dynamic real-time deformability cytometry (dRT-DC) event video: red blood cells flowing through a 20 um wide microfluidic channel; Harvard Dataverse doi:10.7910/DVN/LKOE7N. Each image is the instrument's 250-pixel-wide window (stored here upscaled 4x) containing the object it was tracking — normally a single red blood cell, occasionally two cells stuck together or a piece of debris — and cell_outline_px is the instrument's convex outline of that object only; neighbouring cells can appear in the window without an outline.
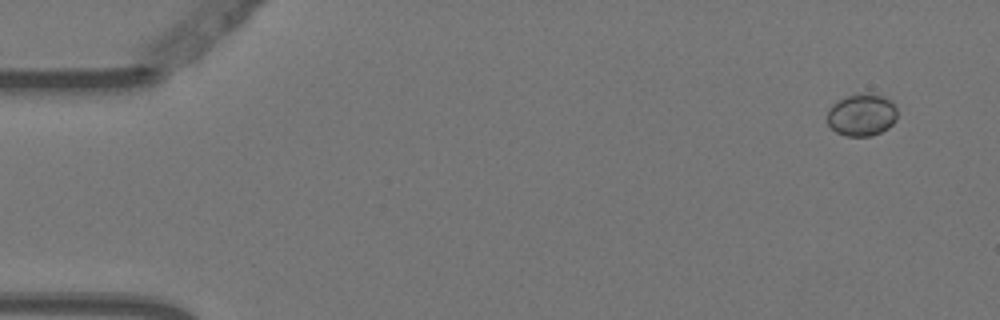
{"species": "Egyptian fruit bat (a non-hibernating species)", "species_latin": "Rousettus aegyptiacus", "temperature_condition": "warm", "stored_images_in_passage": 4, "camera_frame_rate_fps": 3000, "um_per_image_px": 0.085, "animal": {"sex": "female"}, "frame": {"image": 1, "passage_image": 1, "time_ms": 0.0, "image_size_px": [1000, 320], "cell_outline_px": [[896, 120], [888, 128], [872, 136], [844, 136], [836, 132], [828, 124], [828, 108], [832, 104], [848, 96], [884, 96], [892, 100], [896, 108]], "centroid_in_image_um": [73.25, 9.82], "position_along_channel_um": 11.7, "area_um2": 16.82}}
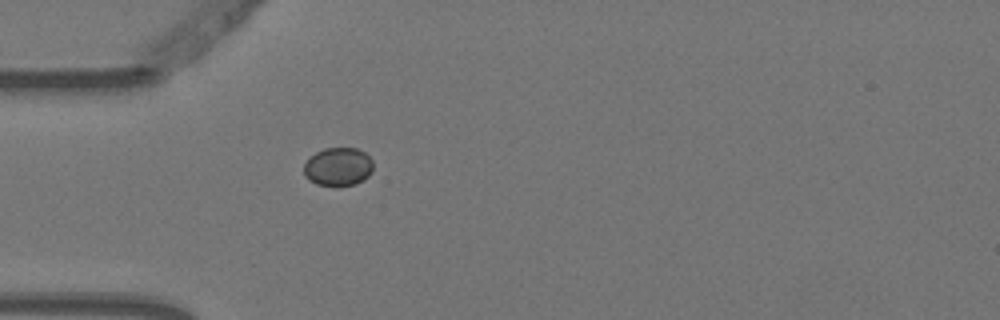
{"frame": {"image": 2, "passage_image": 4, "time_ms": 1.0, "image_size_px": [1000, 320], "cell_outline_px": [[372, 172], [364, 180], [356, 184], [316, 184], [308, 180], [304, 176], [304, 164], [316, 152], [324, 148], [356, 148], [364, 152], [372, 160]], "centroid_in_image_um": [28.74, 14.16], "position_along_channel_um": 56.3, "area_um2": 15.26}}